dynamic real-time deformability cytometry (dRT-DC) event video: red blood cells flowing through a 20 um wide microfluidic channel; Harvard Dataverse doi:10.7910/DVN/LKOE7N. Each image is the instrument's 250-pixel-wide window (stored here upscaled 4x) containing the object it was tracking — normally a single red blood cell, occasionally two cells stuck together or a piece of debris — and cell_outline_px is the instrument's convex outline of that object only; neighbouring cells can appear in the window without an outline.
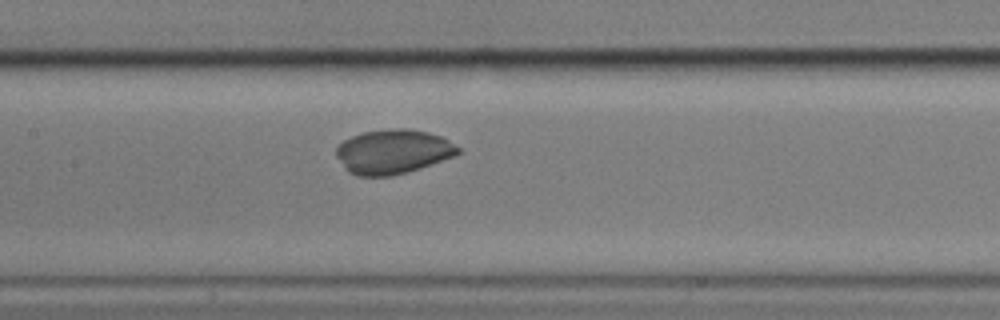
{"species": "common noctule bat (a hibernating species)", "species_latin": "Nyctalus noctula", "temperature_condition": "cold", "stored_images_in_passage": 43, "camera_frame_rate_fps": 3000, "um_per_image_px": 0.085, "animal": {"sex": "male", "body_mass_g": 17.9}, "frame": {"image": 1, "passage_image": 13, "time_ms": 4.0, "image_size_px": [1000, 320], "cell_outline_px": [[460, 152], [456, 156], [408, 172], [392, 176], [356, 176], [348, 172], [344, 168], [336, 156], [336, 148], [344, 140], [352, 136], [364, 132], [396, 128], [404, 128], [428, 132], [440, 136], [448, 140], [460, 148]], "centroid_in_image_um": [33.4, 12.9], "position_along_channel_um": 174.0, "area_um2": 31.56}}
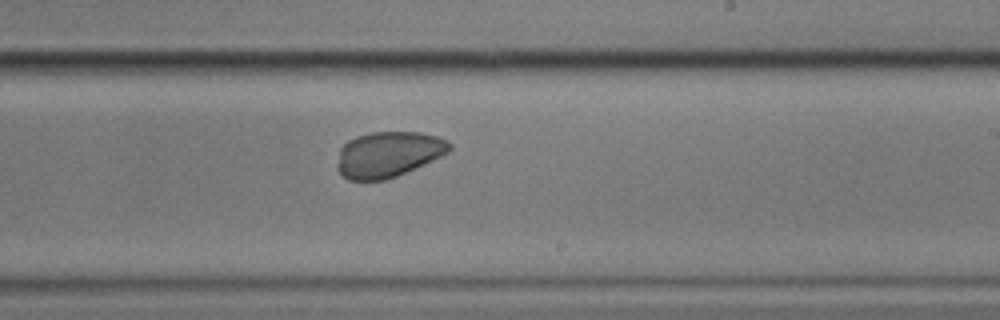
{"frame": {"image": 2, "passage_image": 20, "time_ms": 6.333, "image_size_px": [1000, 320], "cell_outline_px": [[452, 148], [448, 152], [424, 164], [396, 176], [384, 180], [348, 180], [336, 168], [336, 164], [340, 148], [348, 140], [356, 136], [372, 132], [420, 132], [436, 136], [448, 140], [452, 144]], "centroid_in_image_um": [32.99, 13.11], "position_along_channel_um": 256.0, "area_um2": 29.82}}
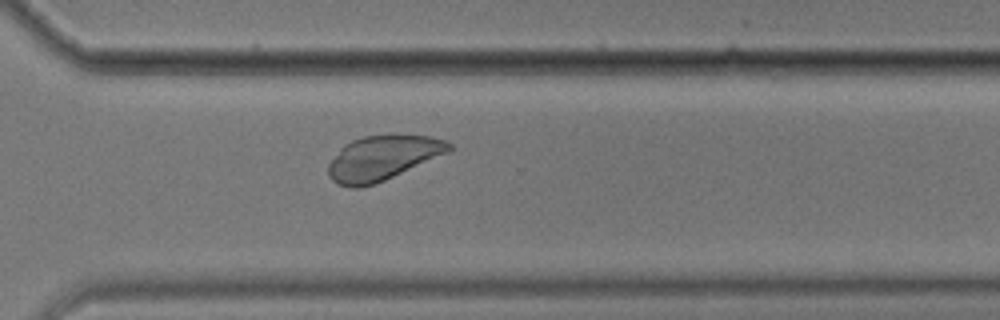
{"frame": {"image": 3, "passage_image": 27, "time_ms": 8.667, "image_size_px": [1000, 320], "cell_outline_px": [[452, 152], [376, 184], [360, 188], [352, 188], [336, 184], [328, 176], [328, 164], [344, 144], [352, 140], [364, 136], [428, 136], [448, 140], [452, 144]], "centroid_in_image_um": [32.56, 13.46], "position_along_channel_um": 338.0, "area_um2": 31.62}}